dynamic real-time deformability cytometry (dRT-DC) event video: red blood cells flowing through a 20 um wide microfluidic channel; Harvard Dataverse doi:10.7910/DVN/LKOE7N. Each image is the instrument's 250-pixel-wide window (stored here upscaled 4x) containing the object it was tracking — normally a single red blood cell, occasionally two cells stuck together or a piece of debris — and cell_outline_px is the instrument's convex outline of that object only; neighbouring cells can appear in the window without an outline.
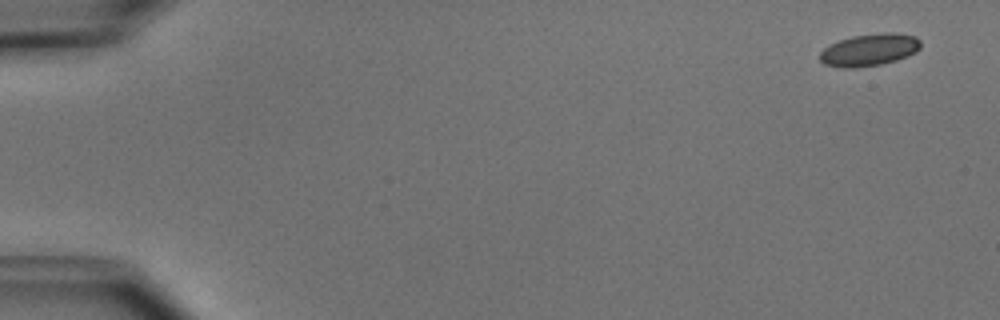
{"species": "common noctule bat (a hibernating species)", "species_latin": "Nyctalus noctula", "temperature_condition": "cold", "stored_images_in_passage": 6, "camera_frame_rate_fps": 3000, "um_per_image_px": 0.085, "animal": {"sex": "male", "body_mass_g": 15.6}, "frame": {"image": 1, "passage_image": 1, "time_ms": 0.0, "image_size_px": [1000, 320], "cell_outline_px": [[920, 48], [916, 52], [908, 56], [896, 60], [880, 64], [856, 68], [844, 68], [824, 64], [820, 60], [820, 52], [824, 48], [840, 40], [852, 36], [888, 32], [896, 32], [916, 36], [920, 40]], "centroid_in_image_um": [73.92, 4.23], "position_along_channel_um": 11.1, "area_um2": 18.9}}
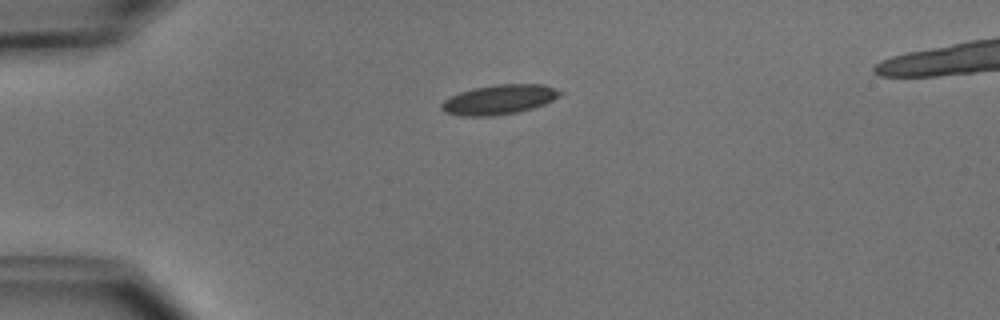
{"frame": {"image": 2, "passage_image": 4, "time_ms": 3.667, "image_size_px": [1000, 320], "cell_outline_px": [[564, 92], [560, 96], [544, 104], [532, 108], [516, 112], [492, 116], [460, 116], [444, 112], [440, 108], [440, 104], [444, 100], [460, 92], [472, 88], [496, 84], [544, 84]], "centroid_in_image_um": [42.41, 8.46], "position_along_channel_um": 42.6, "area_um2": 20.52}}